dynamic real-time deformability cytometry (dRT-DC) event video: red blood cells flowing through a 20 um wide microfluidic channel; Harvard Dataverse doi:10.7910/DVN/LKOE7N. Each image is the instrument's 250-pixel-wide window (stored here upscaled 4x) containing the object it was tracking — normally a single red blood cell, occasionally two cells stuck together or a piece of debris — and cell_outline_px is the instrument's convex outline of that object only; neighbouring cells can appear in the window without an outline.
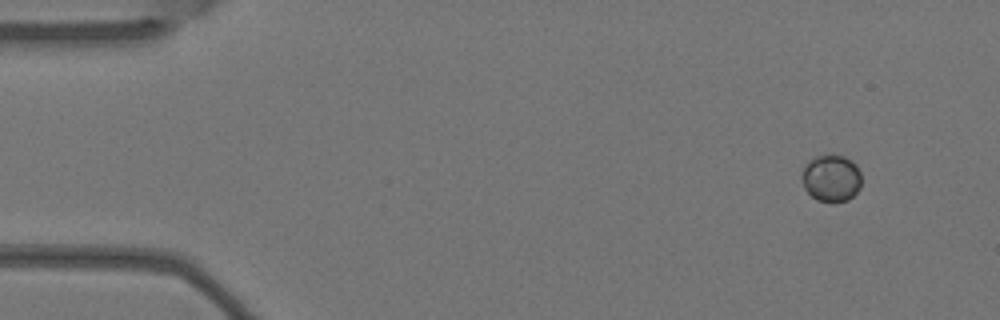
{"species": "Egyptian fruit bat (a non-hibernating species)", "species_latin": "Rousettus aegyptiacus", "temperature_condition": "warm", "stored_images_in_passage": 5, "camera_frame_rate_fps": 3000, "um_per_image_px": 0.085, "animal": {"sex": "female"}, "frame": {"image": 1, "passage_image": 1, "time_ms": 0.0, "image_size_px": [1000, 320], "cell_outline_px": [[860, 188], [848, 200], [832, 204], [816, 200], [804, 188], [800, 176], [808, 160], [816, 156], [844, 156], [856, 164], [860, 172]], "centroid_in_image_um": [70.64, 15.18], "position_along_channel_um": 14.4, "area_um2": 16.47}}
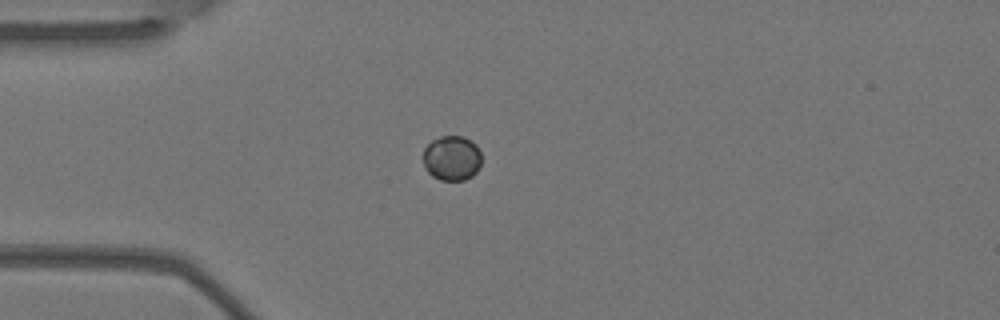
{"frame": {"image": 2, "passage_image": 3, "time_ms": 0.667, "image_size_px": [1000, 320], "cell_outline_px": [[480, 168], [472, 176], [464, 180], [440, 180], [432, 176], [428, 172], [424, 164], [424, 148], [432, 140], [440, 136], [464, 136], [472, 140], [476, 144], [480, 152]], "centroid_in_image_um": [38.42, 13.43], "position_along_channel_um": 46.6, "area_um2": 15.37}}
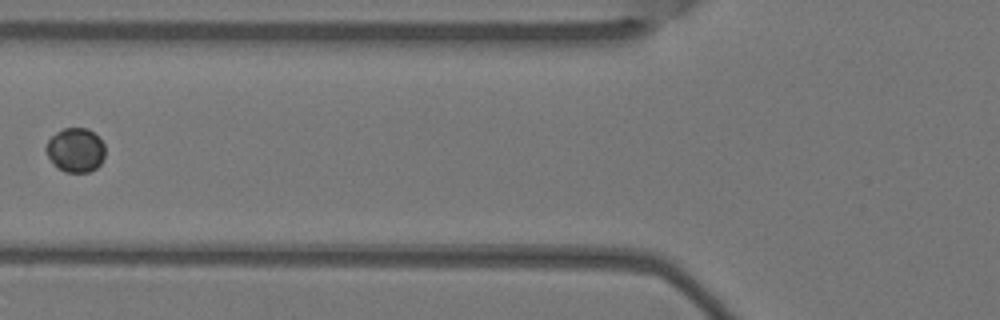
{"frame": {"image": 3, "passage_image": 5, "time_ms": 1.333, "image_size_px": [1000, 320], "cell_outline_px": [[104, 156], [100, 164], [96, 168], [88, 172], [64, 172], [56, 168], [48, 156], [44, 148], [48, 140], [56, 132], [64, 128], [88, 128], [100, 136], [104, 144]], "centroid_in_image_um": [6.42, 12.75], "position_along_channel_um": 119.4, "area_um2": 15.43}}